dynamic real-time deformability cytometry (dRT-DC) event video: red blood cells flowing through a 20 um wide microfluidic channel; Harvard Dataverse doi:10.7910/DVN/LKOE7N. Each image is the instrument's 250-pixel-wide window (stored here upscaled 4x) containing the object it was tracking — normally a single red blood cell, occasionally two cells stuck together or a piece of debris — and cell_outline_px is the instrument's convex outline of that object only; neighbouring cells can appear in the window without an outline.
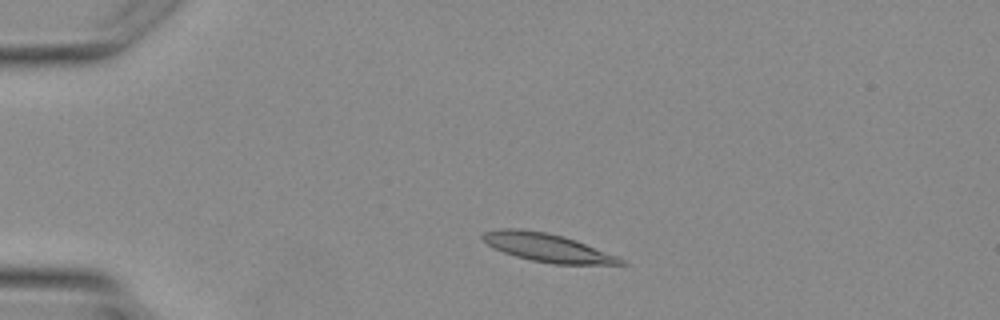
{"species": "Egyptian fruit bat (a non-hibernating species)", "species_latin": "Rousettus aegyptiacus", "temperature_condition": "warm", "stored_images_in_passage": 2, "camera_frame_rate_fps": 3000, "um_per_image_px": 0.085, "animal": {"sex": "female"}, "frame": {"image": 1, "passage_image": 1, "time_ms": 0.0, "image_size_px": [1000, 320], "cell_outline_px": [[628, 264], [552, 264], [532, 260], [516, 256], [504, 252], [488, 244], [480, 236], [484, 232], [500, 228], [520, 228], [544, 232], [564, 236], [576, 240], [616, 256], [624, 260]], "centroid_in_image_um": [46.5, 21.03], "position_along_channel_um": 38.5, "area_um2": 22.43}}